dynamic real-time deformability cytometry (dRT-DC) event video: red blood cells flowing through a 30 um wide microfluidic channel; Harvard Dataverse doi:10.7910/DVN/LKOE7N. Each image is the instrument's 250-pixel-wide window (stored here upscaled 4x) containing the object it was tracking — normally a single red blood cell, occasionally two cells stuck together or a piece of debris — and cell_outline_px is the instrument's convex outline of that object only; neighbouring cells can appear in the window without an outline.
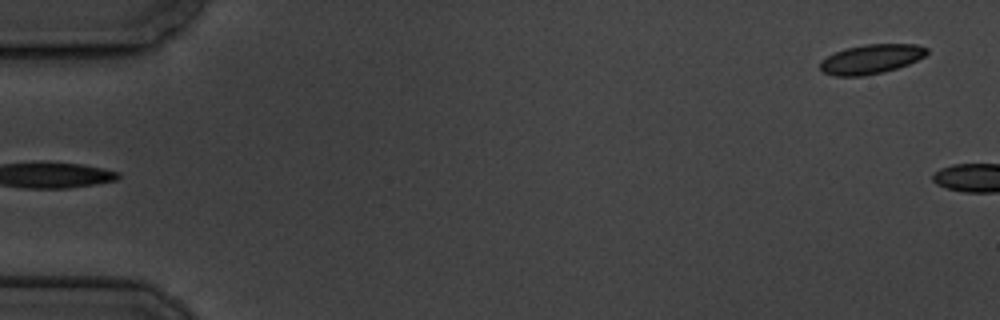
{"species": "common noctule bat (a hibernating species)", "species_latin": "Nyctalus noctula", "temperature_condition": "cold", "stored_images_in_passage": 7, "camera_frame_rate_fps": 3000, "um_per_image_px": 0.085, "animal": {"sex": "male", "body_mass_g": 19.5, "forearm_length_mm": 54.6}, "frame": {"image": 1, "passage_image": 7, "time_ms": 6.667, "image_size_px": [1000, 320], "cell_outline_px": [[928, 52], [924, 56], [908, 64], [884, 72], [864, 76], [836, 76], [824, 72], [820, 68], [820, 60], [844, 48], [864, 44], [916, 44], [928, 48]], "centroid_in_image_um": [74.04, 5.02], "position_along_channel_um": 11.0, "area_um2": 18.26}}